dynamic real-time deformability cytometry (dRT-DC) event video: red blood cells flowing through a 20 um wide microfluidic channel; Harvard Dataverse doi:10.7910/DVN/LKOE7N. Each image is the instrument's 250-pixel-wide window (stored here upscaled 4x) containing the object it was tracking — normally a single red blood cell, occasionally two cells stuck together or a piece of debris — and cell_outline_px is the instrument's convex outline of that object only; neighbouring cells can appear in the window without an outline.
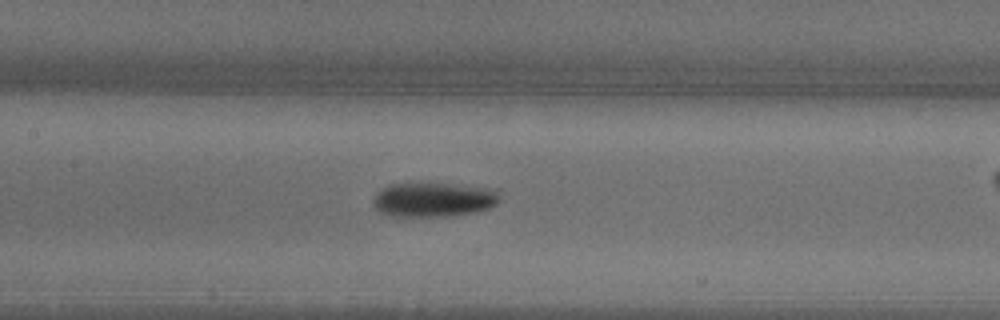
{"species": "common noctule bat (a hibernating species)", "species_latin": "Nyctalus noctula", "temperature_condition": "warm", "stored_images_in_passage": 28, "camera_frame_rate_fps": 3000, "um_per_image_px": 0.085, "animal": {"sex": "male", "body_mass_g": 18.8}, "frame": {"image": 1, "passage_image": 16, "time_ms": 5.0, "image_size_px": [1000, 320], "cell_outline_px": [[500, 200], [492, 208], [476, 212], [448, 216], [384, 216], [376, 208], [376, 196], [380, 188], [392, 184], [448, 184], [496, 188], [500, 192]], "centroid_in_image_um": [36.94, 16.98], "position_along_channel_um": 170.5, "area_um2": 25.37}}
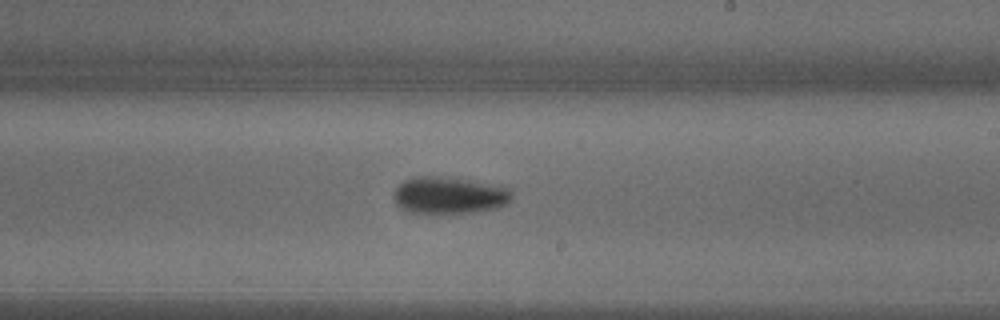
{"frame": {"image": 2, "passage_image": 20, "time_ms": 6.333, "image_size_px": [1000, 320], "cell_outline_px": [[512, 196], [508, 204], [500, 208], [476, 212], [432, 216], [428, 216], [404, 212], [396, 204], [392, 196], [396, 188], [404, 180], [412, 176], [432, 176], [460, 180], [508, 188], [512, 192]], "centroid_in_image_um": [38.08, 16.69], "position_along_channel_um": 250.9, "area_um2": 26.07}}
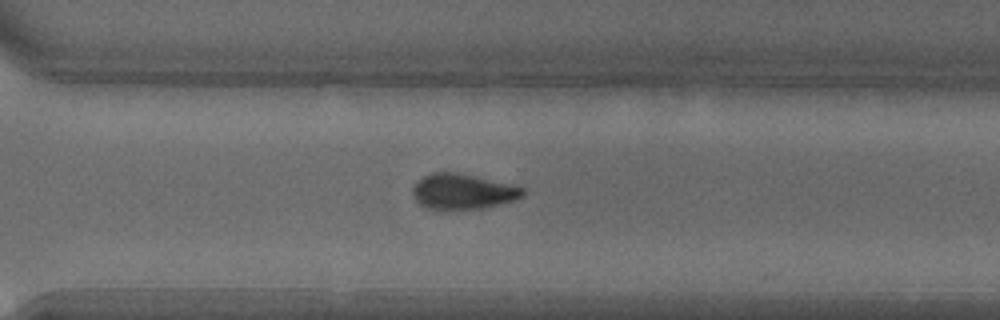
{"frame": {"image": 3, "passage_image": 24, "time_ms": 7.667, "image_size_px": [1000, 320], "cell_outline_px": [[524, 196], [516, 200], [480, 208], [428, 208], [420, 204], [416, 200], [412, 192], [412, 188], [424, 176], [432, 172], [456, 172], [524, 188]], "centroid_in_image_um": [39.33, 16.27], "position_along_channel_um": 331.3, "area_um2": 21.96}}